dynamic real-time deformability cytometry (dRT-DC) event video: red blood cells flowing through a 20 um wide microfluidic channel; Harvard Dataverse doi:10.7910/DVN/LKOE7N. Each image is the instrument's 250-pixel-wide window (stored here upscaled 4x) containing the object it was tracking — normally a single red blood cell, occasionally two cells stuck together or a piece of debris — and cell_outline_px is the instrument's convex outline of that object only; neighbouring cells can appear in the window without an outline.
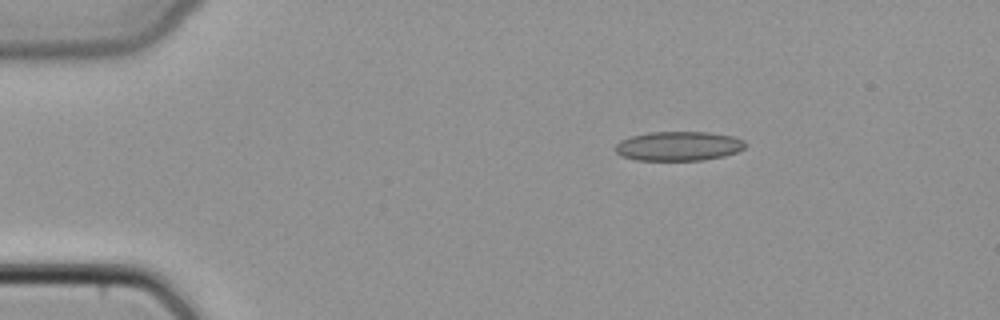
{"species": "common noctule bat (a hibernating species)", "species_latin": "Nyctalus noctula", "temperature_condition": "cold", "stored_images_in_passage": 27, "camera_frame_rate_fps": 3000, "um_per_image_px": 0.085, "animal": {"sex": "female", "body_mass_g": 22.7, "forearm_length_mm": 54.2}, "frame": {"image": 1, "passage_image": 1, "time_ms": 0.0, "image_size_px": [1000, 320], "cell_outline_px": [[744, 148], [736, 152], [724, 156], [704, 160], [636, 160], [620, 156], [616, 152], [616, 144], [620, 140], [632, 136], [648, 132], [708, 132], [732, 136], [744, 140]], "centroid_in_image_um": [57.65, 12.42], "position_along_channel_um": 27.3, "area_um2": 22.2}}
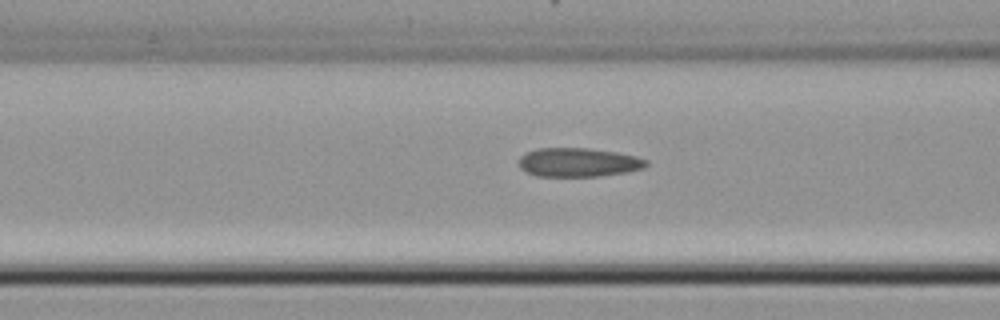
{"frame": {"image": 2, "passage_image": 12, "time_ms": 3.667, "image_size_px": [1000, 320], "cell_outline_px": [[648, 164], [644, 168], [628, 172], [600, 176], [536, 176], [520, 168], [516, 160], [520, 156], [536, 148], [588, 148], [616, 152], [636, 156], [648, 160]], "centroid_in_image_um": [49.16, 13.8], "position_along_channel_um": 117.4, "area_um2": 21.62}}
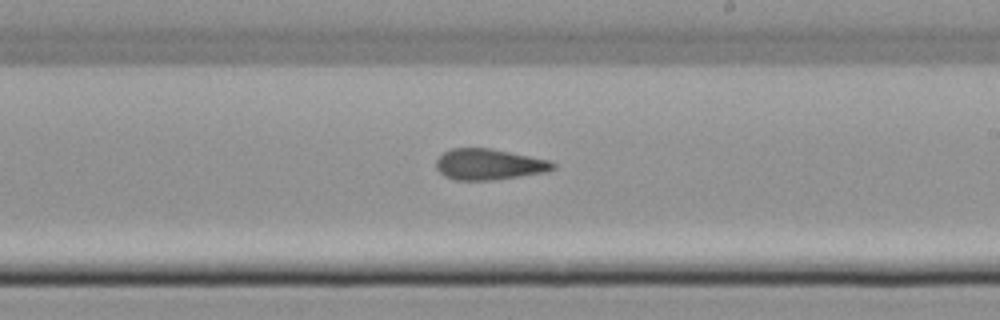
{"frame": {"image": 3, "passage_image": 21, "time_ms": 6.667, "image_size_px": [1000, 320], "cell_outline_px": [[556, 168], [548, 172], [492, 180], [456, 180], [444, 176], [436, 168], [436, 160], [444, 152], [452, 148], [492, 148], [552, 160], [556, 164]], "centroid_in_image_um": [41.61, 13.96], "position_along_channel_um": 247.4, "area_um2": 21.33}}